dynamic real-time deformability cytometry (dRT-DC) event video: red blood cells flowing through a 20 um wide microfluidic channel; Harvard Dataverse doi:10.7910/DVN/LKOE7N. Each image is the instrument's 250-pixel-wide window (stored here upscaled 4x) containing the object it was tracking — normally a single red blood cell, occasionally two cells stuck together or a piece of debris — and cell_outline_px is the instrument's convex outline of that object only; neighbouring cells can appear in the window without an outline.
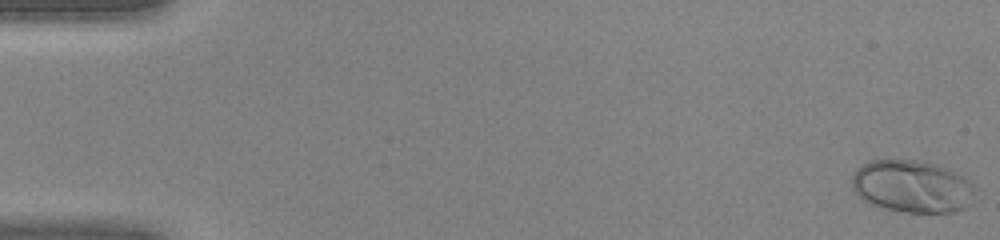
{"species": "human", "species_latin": "Homo sapiens", "temperature_condition": "warm", "stored_images_in_passage": 46, "camera_frame_rate_fps": 3000, "um_per_image_px": 0.085, "donor": {"sex": "female"}, "frame": {"image": 1, "passage_image": 1, "time_ms": 0.0, "image_size_px": [1000, 240], "cell_outline_px": [[980, 200], [964, 208], [952, 212], [900, 212], [880, 208], [864, 200], [852, 192], [852, 176], [856, 168], [868, 160], [920, 160], [940, 164], [964, 176], [976, 188]], "centroid_in_image_um": [77.59, 15.85], "position_along_channel_um": 7.4, "area_um2": 38.78}}
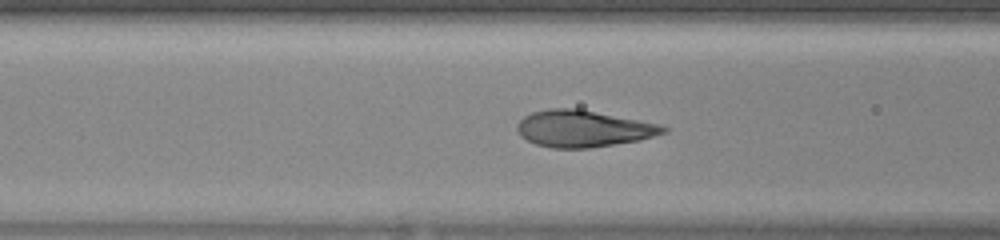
{"frame": {"image": 2, "passage_image": 19, "time_ms": 6.0, "image_size_px": [1000, 240], "cell_outline_px": [[668, 132], [640, 140], [588, 148], [552, 148], [536, 144], [520, 136], [516, 128], [516, 124], [524, 116], [532, 112], [548, 108], [580, 108], [660, 124], [668, 128]], "centroid_in_image_um": [49.58, 10.92], "position_along_channel_um": 117.0, "area_um2": 31.44}}
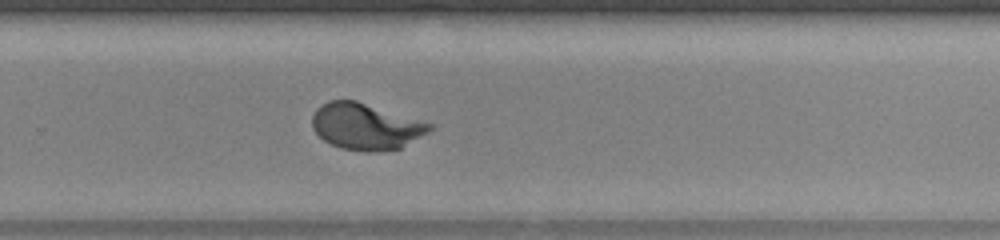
{"frame": {"image": 3, "passage_image": 31, "time_ms": 10.0, "image_size_px": [1000, 240], "cell_outline_px": [[432, 128], [428, 132], [400, 148], [372, 152], [364, 152], [340, 148], [324, 140], [312, 128], [312, 116], [316, 108], [328, 100], [356, 100], [432, 124]], "centroid_in_image_um": [31.05, 10.75], "position_along_channel_um": 298.8, "area_um2": 31.5}}